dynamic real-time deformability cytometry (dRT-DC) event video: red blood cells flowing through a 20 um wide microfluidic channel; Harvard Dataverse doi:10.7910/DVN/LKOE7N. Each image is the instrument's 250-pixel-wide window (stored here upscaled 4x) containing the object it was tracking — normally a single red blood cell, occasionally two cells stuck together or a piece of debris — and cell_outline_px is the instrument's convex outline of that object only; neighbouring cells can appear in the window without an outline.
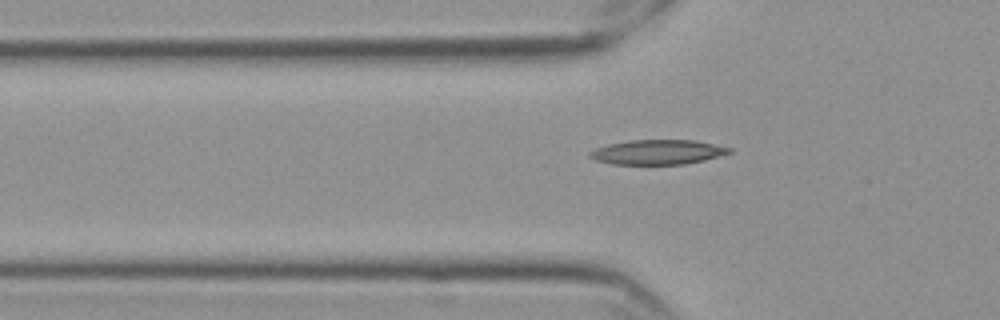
{"species": "Egyptian fruit bat (a non-hibernating species)", "species_latin": "Rousettus aegyptiacus", "temperature_condition": "cold", "stored_images_in_passage": 58, "segment_of_instrument_passage": [1, 2], "camera_frame_rate_fps": 3000, "um_per_image_px": 0.085, "frame": {"image": 1, "passage_image": 19, "time_ms": 6.0, "image_size_px": [1000, 320], "cell_outline_px": [[732, 152], [704, 160], [684, 164], [612, 164], [596, 160], [588, 156], [588, 152], [596, 148], [608, 144], [632, 140], [696, 140], [732, 148]], "centroid_in_image_um": [55.89, 12.92], "position_along_channel_um": 69.9, "area_um2": 20.0}}
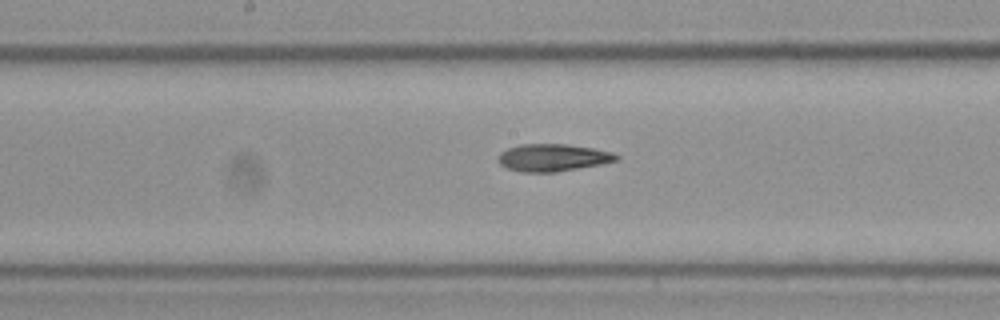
{"frame": {"image": 2, "passage_image": 30, "time_ms": 9.667, "image_size_px": [1000, 320], "cell_outline_px": [[620, 160], [580, 168], [556, 172], [524, 172], [508, 168], [500, 164], [500, 152], [508, 148], [520, 144], [568, 144], [592, 148], [612, 152], [620, 156]], "centroid_in_image_um": [47.04, 13.39], "position_along_channel_um": 201.2, "area_um2": 18.73}}
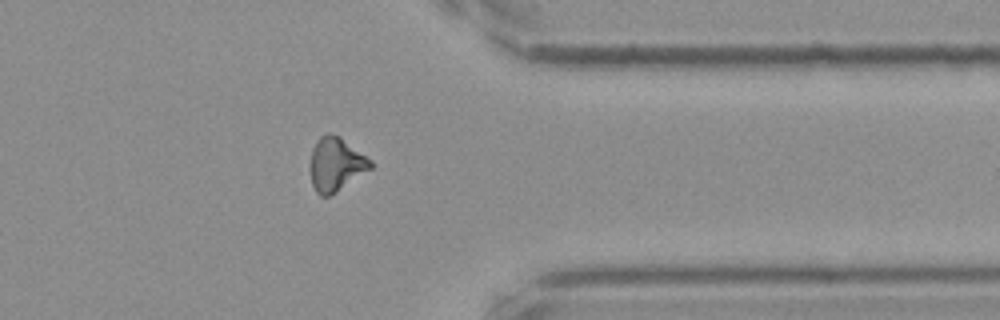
{"frame": {"image": 3, "passage_image": 46, "time_ms": 15.0, "image_size_px": [1000, 320], "cell_outline_px": [[372, 168], [336, 192], [328, 196], [320, 196], [316, 192], [312, 184], [308, 164], [312, 148], [316, 140], [320, 136], [328, 132], [340, 136], [372, 160]], "centroid_in_image_um": [28.51, 13.95], "position_along_channel_um": 382.9, "area_um2": 19.19}}